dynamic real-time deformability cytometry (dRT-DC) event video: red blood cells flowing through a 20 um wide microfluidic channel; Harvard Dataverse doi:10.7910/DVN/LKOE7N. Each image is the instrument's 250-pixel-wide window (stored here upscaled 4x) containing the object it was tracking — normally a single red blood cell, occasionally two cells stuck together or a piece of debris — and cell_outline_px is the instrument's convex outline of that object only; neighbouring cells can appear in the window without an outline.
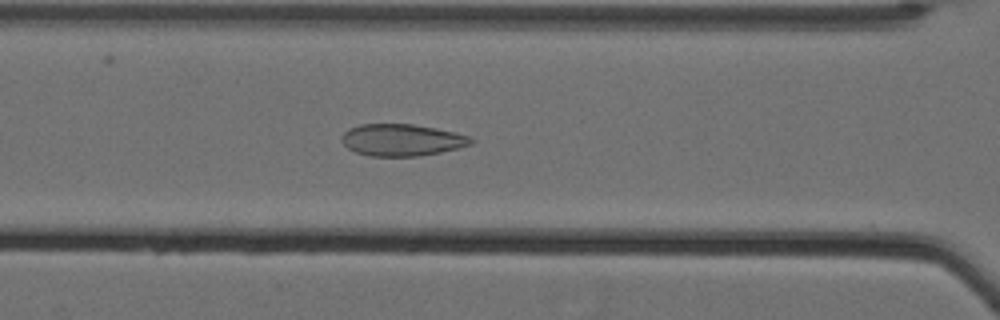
{"species": "Egyptian fruit bat (a non-hibernating species)", "species_latin": "Rousettus aegyptiacus", "temperature_condition": "cold", "stored_images_in_passage": 62, "camera_frame_rate_fps": 3000, "um_per_image_px": 0.085, "animal": {"sex": "female"}, "frame": {"image": 1, "passage_image": 31, "time_ms": 10.0, "image_size_px": [1000, 320], "cell_outline_px": [[476, 140], [472, 144], [460, 148], [440, 152], [416, 156], [368, 156], [356, 152], [348, 148], [340, 140], [340, 136], [348, 128], [360, 124], [412, 124], [436, 128], [456, 132], [472, 136]], "centroid_in_image_um": [34.18, 11.89], "position_along_channel_um": 132.4, "area_um2": 24.33}}
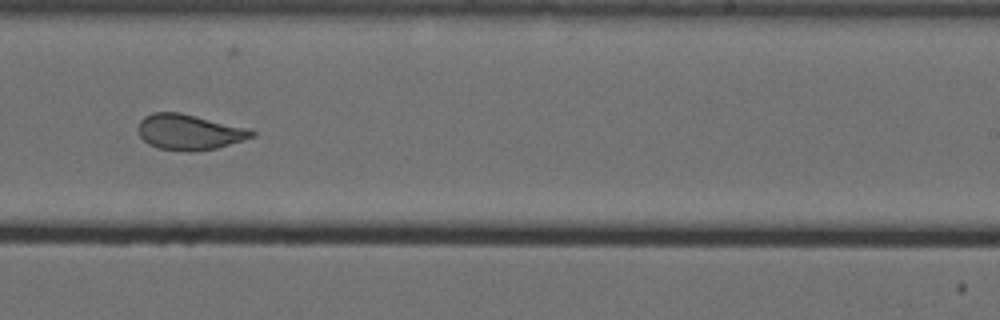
{"frame": {"image": 2, "passage_image": 43, "time_ms": 14.0, "image_size_px": [1000, 320], "cell_outline_px": [[256, 136], [244, 140], [216, 148], [192, 152], [188, 152], [156, 148], [148, 144], [140, 136], [136, 128], [140, 120], [144, 116], [152, 112], [180, 112], [248, 128], [256, 132]], "centroid_in_image_um": [16.06, 11.23], "position_along_channel_um": 272.9, "area_um2": 23.81}}
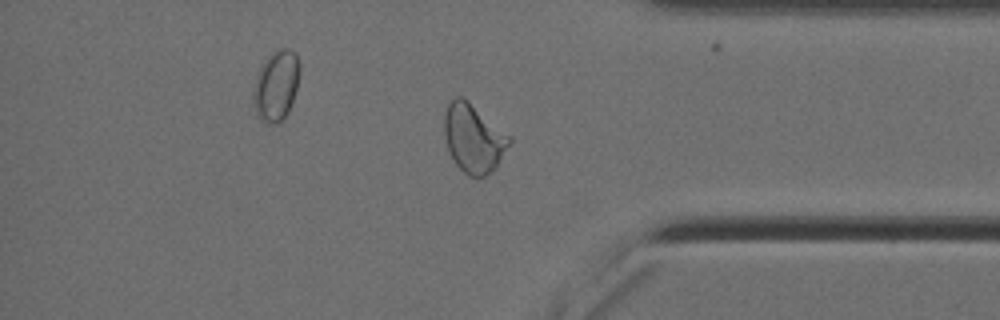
{"frame": {"image": 3, "passage_image": 54, "time_ms": 17.667, "image_size_px": [1000, 320], "cell_outline_px": [[512, 140], [496, 168], [484, 176], [468, 176], [456, 164], [448, 148], [444, 132], [444, 116], [448, 104], [456, 96], [460, 96], [468, 100], [512, 136]], "centroid_in_image_um": [40.28, 11.74], "position_along_channel_um": 394.9, "area_um2": 25.95}, "authors_computed_cell_mechanics": {"area_um2": 27.0793, "velocity_mm_per_s": 3.5201, "shape_relaxation_time_tau1_ms": null, "shape_relaxation_time_tau2_ms": 0.8337, "deformation_change_tau1": null, "deformation_change_tau2": 0.0834}}